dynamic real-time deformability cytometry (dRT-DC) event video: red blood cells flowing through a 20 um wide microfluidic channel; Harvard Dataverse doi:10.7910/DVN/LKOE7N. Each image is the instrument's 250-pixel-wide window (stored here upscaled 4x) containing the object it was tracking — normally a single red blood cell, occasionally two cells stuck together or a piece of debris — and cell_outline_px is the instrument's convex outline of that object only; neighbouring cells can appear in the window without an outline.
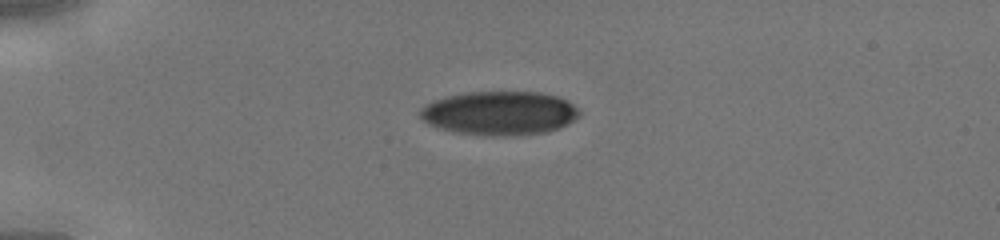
{"species": "human", "species_latin": "Homo sapiens", "temperature_condition": "cold", "stored_images_in_passage": 34, "camera_frame_rate_fps": 3000, "um_per_image_px": 0.085, "donor": {"sex": "male"}, "frame": {"image": 1, "passage_image": 1, "time_ms": 0.0, "image_size_px": [1000, 240], "cell_outline_px": [[580, 112], [568, 124], [560, 128], [548, 132], [512, 136], [480, 136], [456, 132], [440, 128], [428, 124], [420, 116], [420, 108], [432, 100], [464, 92], [540, 92], [556, 96], [568, 100]], "centroid_in_image_um": [42.44, 9.63], "position_along_channel_um": 42.6, "area_um2": 40.92}}
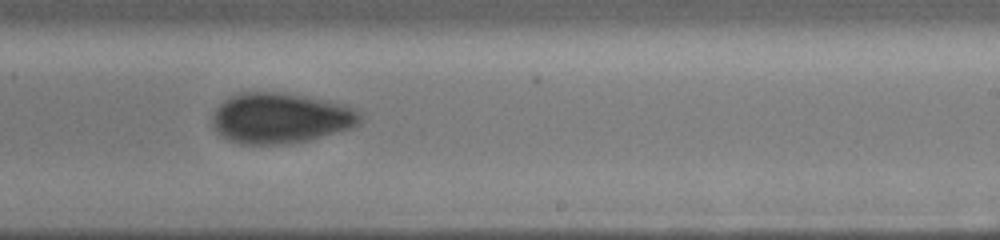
{"frame": {"image": 2, "passage_image": 18, "time_ms": 5.667, "image_size_px": [1000, 240], "cell_outline_px": [[364, 116], [360, 124], [352, 128], [312, 140], [288, 144], [240, 144], [228, 140], [220, 136], [212, 128], [212, 116], [216, 108], [224, 100], [232, 96], [244, 92], [280, 92], [348, 104], [356, 108]], "centroid_in_image_um": [23.89, 10.05], "position_along_channel_um": 265.1, "area_um2": 44.22}}
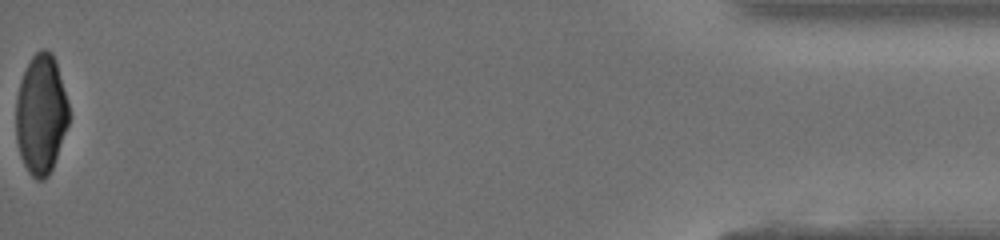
{"frame": {"image": 3, "passage_image": 34, "time_ms": 11.0, "image_size_px": [1000, 240], "cell_outline_px": [[68, 124], [52, 168], [48, 176], [44, 180], [36, 180], [28, 172], [20, 156], [16, 140], [16, 100], [20, 80], [32, 56], [40, 48], [48, 48], [52, 52], [56, 60], [68, 104]], "centroid_in_image_um": [3.47, 9.7], "position_along_channel_um": 431.7, "area_um2": 36.88}}